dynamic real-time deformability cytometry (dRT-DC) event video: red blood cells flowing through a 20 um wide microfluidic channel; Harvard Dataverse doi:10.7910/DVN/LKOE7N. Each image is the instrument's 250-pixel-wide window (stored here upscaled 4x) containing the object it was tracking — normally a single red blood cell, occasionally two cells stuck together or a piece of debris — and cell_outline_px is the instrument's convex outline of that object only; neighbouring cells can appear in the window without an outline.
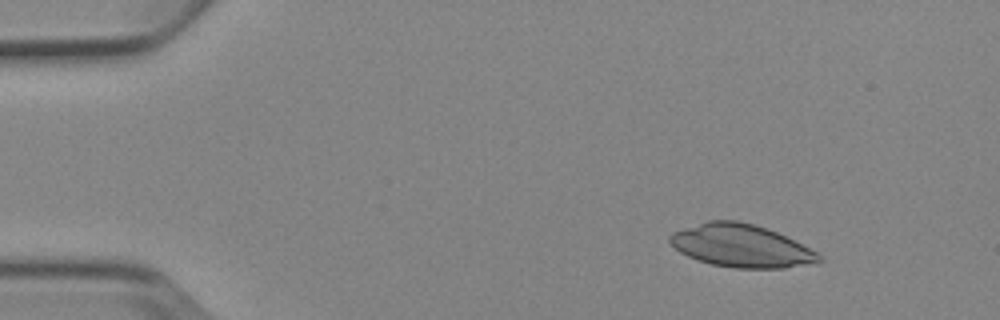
{"species": "Egyptian fruit bat (a non-hibernating species)", "species_latin": "Rousettus aegyptiacus", "temperature_condition": "cold", "stored_images_in_passage": 6, "camera_frame_rate_fps": 3000, "um_per_image_px": 0.085, "animal": {"sex": "female"}, "frame": {"image": 1, "passage_image": 2, "time_ms": 1.0, "image_size_px": [1000, 320], "cell_outline_px": [[824, 260], [816, 264], [784, 268], [732, 268], [712, 264], [688, 256], [680, 252], [668, 240], [668, 236], [672, 232], [708, 220], [736, 220], [756, 224], [776, 232], [816, 252]], "centroid_in_image_um": [63.0, 20.9], "position_along_channel_um": 22.0, "area_um2": 37.05}}